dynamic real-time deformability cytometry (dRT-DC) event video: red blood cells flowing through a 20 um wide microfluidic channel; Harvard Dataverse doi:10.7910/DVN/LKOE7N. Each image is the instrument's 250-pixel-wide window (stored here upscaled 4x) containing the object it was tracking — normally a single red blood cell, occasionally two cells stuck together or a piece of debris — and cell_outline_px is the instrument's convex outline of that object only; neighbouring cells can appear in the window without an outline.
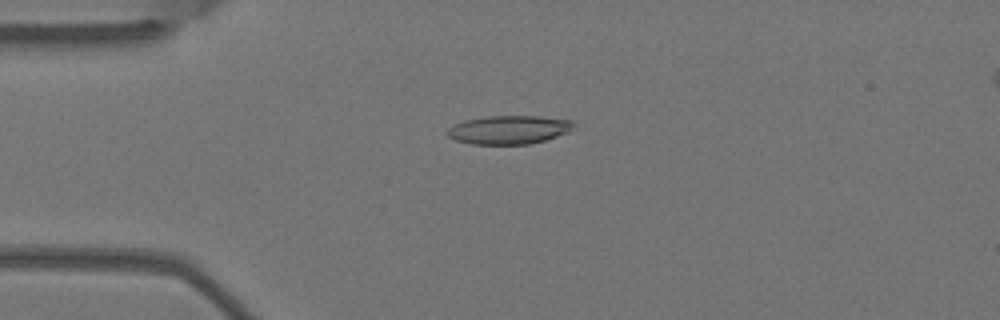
{"species": "Egyptian fruit bat (a non-hibernating species)", "species_latin": "Rousettus aegyptiacus", "temperature_condition": "warm", "stored_images_in_passage": 5, "camera_frame_rate_fps": 3000, "um_per_image_px": 0.085, "animal": {"sex": "female"}, "frame": {"image": 1, "passage_image": 4, "time_ms": 1.0, "image_size_px": [1000, 320], "cell_outline_px": [[576, 124], [568, 132], [544, 140], [528, 144], [472, 144], [456, 140], [448, 136], [444, 132], [448, 128], [464, 120], [488, 116], [540, 116], [576, 120]], "centroid_in_image_um": [43.28, 11.02], "position_along_channel_um": 41.7, "area_um2": 21.1}}